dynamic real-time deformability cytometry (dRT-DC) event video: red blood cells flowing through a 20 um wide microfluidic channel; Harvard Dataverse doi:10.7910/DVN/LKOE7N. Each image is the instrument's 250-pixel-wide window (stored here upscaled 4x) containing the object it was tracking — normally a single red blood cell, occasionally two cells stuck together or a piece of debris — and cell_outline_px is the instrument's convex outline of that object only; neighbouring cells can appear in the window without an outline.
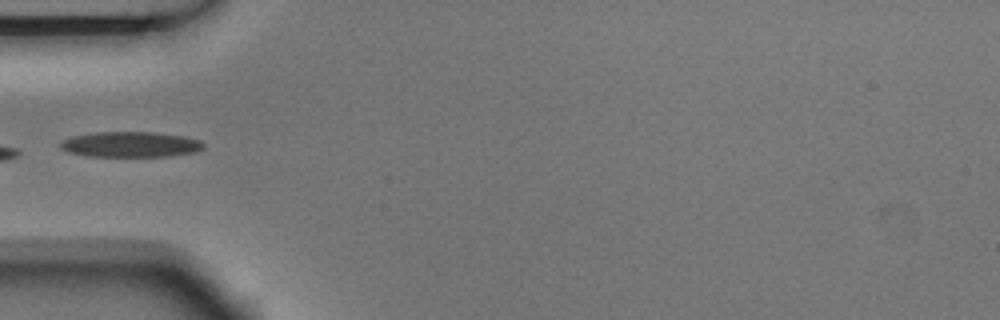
{"species": "Egyptian fruit bat (a non-hibernating species)", "species_latin": "Rousettus aegyptiacus", "temperature_condition": "room temperature", "stored_images_in_passage": 5, "camera_frame_rate_fps": 3000, "um_per_image_px": 0.085, "animal": {"sex": "male"}, "frame": {"image": 1, "passage_image": 4, "time_ms": 1.0, "image_size_px": [1000, 320], "cell_outline_px": [[204, 148], [196, 152], [168, 156], [88, 156], [68, 152], [60, 148], [60, 140], [72, 136], [96, 132], [152, 132], [184, 136], [200, 140], [204, 144]], "centroid_in_image_um": [11.08, 12.27], "position_along_channel_um": 73.9, "area_um2": 21.27}}
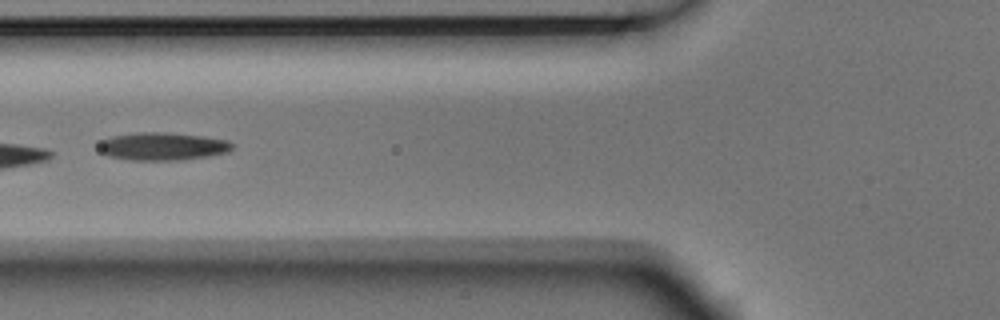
{"frame": {"image": 2, "passage_image": 5, "time_ms": 1.333, "image_size_px": [1000, 320], "cell_outline_px": [[232, 148], [228, 152], [208, 156], [180, 160], [132, 160], [108, 156], [100, 152], [100, 140], [112, 136], [136, 132], [168, 132], [204, 136], [228, 140], [232, 144]], "centroid_in_image_um": [13.81, 12.43], "position_along_channel_um": 112.0, "area_um2": 21.73}}